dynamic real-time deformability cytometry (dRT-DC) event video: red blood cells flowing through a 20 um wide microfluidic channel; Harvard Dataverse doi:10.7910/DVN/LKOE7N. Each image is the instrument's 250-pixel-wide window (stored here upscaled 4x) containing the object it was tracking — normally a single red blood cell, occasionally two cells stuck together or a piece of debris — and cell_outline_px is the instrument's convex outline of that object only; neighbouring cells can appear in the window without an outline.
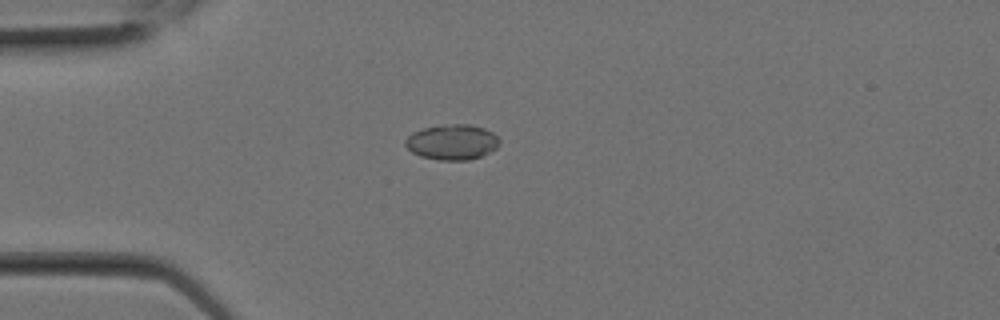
{"species": "Egyptian fruit bat (a non-hibernating species)", "species_latin": "Rousettus aegyptiacus", "temperature_condition": "room temperature", "stored_images_in_passage": 1, "camera_frame_rate_fps": 3000, "um_per_image_px": 0.085, "animal": {"sex": "female"}, "frame": {"image": 1, "passage_image": 1, "time_ms": 0.0, "image_size_px": [1000, 320], "cell_outline_px": [[500, 144], [496, 148], [480, 156], [468, 160], [440, 160], [420, 156], [412, 152], [404, 144], [404, 140], [412, 132], [424, 128], [452, 124], [472, 124], [484, 128], [492, 132], [500, 140]], "centroid_in_image_um": [38.43, 12.07], "position_along_channel_um": 46.6, "area_um2": 19.31}}